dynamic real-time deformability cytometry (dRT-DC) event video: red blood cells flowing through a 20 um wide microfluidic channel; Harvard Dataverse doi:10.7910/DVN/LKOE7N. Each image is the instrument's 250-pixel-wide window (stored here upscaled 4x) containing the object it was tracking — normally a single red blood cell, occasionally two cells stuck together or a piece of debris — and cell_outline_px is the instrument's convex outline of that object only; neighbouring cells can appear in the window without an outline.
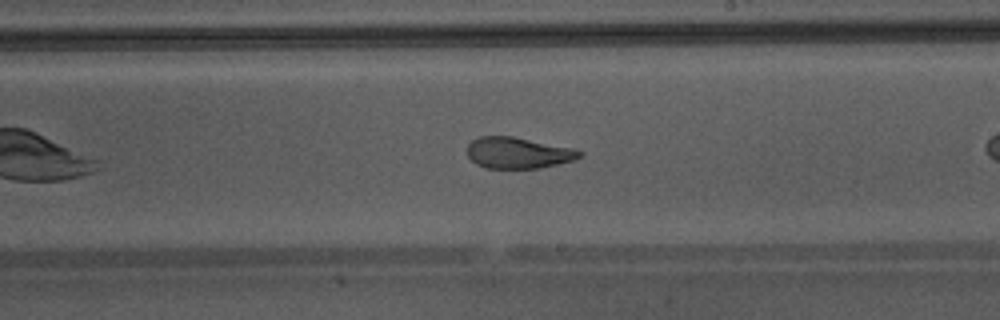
{"species": "Egyptian fruit bat (a non-hibernating species)", "species_latin": "Rousettus aegyptiacus", "temperature_condition": "warm", "stored_images_in_passage": 16, "camera_frame_rate_fps": 3000, "um_per_image_px": 0.085, "animal": {"sex": "male"}, "frame": {"image": 1, "passage_image": 14, "time_ms": 4.333, "image_size_px": [1000, 320], "cell_outline_px": [[584, 152], [576, 160], [540, 168], [484, 168], [476, 164], [468, 156], [468, 144], [472, 140], [480, 136], [512, 136], [572, 148]], "centroid_in_image_um": [44.04, 13.0], "position_along_channel_um": 245.0, "area_um2": 20.4}}